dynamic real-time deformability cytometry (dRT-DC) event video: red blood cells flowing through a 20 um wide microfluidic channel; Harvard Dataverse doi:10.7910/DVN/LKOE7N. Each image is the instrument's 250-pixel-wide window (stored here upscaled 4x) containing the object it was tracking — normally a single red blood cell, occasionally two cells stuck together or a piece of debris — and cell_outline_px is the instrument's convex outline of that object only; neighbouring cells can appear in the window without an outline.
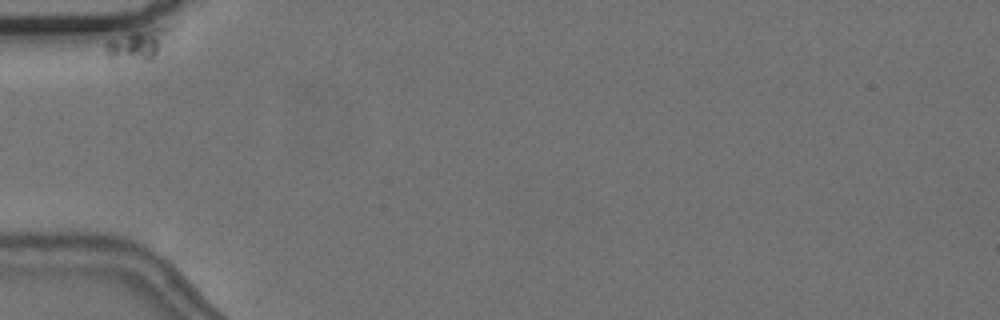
{"species": "common noctule bat (a hibernating species)", "species_latin": "Nyctalus noctula", "temperature_condition": "cold", "stored_images_in_passage": 38, "camera_frame_rate_fps": 3000, "um_per_image_px": 0.085, "animal": {"sex": "female", "body_mass_g": 24.6, "forearm_length_mm": 56.2}, "frame": {"image": 1, "passage_image": 1, "time_ms": 0.0, "image_size_px": [1000, 320], "cell_outline_px": [[164, 28], [156, 52], [152, 60], [108, 60], [108, 40], [132, 32], [148, 28]], "centroid_in_image_um": [11.51, 3.85], "position_along_channel_um": 73.5, "area_um2": 10.06}}
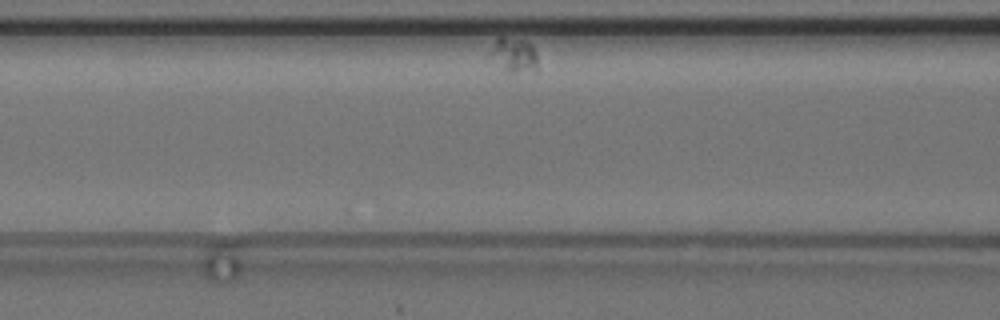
{"frame": {"image": 2, "passage_image": 8, "time_ms": 2.333, "image_size_px": [1000, 320], "cell_outline_px": [[540, 72], [508, 72], [484, 56], [496, 36], [504, 36], [524, 40], [536, 52]], "centroid_in_image_um": [43.61, 4.68], "position_along_channel_um": 123.0, "area_um2": 10.4}}